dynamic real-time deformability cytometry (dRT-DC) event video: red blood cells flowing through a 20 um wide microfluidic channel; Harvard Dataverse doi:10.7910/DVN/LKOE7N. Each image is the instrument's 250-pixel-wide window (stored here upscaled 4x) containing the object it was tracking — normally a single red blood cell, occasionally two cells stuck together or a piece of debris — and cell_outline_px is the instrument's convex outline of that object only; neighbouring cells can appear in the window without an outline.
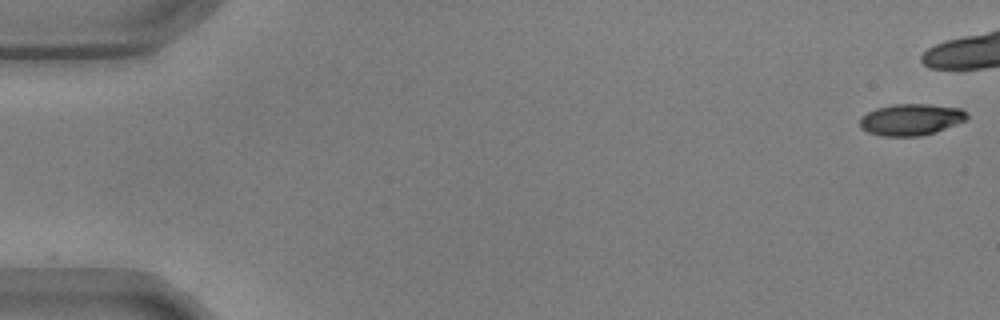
{"species": "common noctule bat (a hibernating species)", "species_latin": "Nyctalus noctula", "temperature_condition": "warm", "stored_images_in_passage": 44, "camera_frame_rate_fps": 3000, "um_per_image_px": 0.085, "animal": {"sex": "male", "body_mass_g": 17.9, "forearm_length_mm": 54.2}, "frame": {"image": 1, "passage_image": 1, "time_ms": 0.0, "image_size_px": [1000, 320], "cell_outline_px": [[968, 116], [964, 120], [936, 132], [920, 136], [884, 136], [868, 132], [860, 128], [860, 116], [876, 108], [892, 104], [928, 104], [960, 108]], "centroid_in_image_um": [77.38, 10.16], "position_along_channel_um": 7.6, "area_um2": 19.54}}
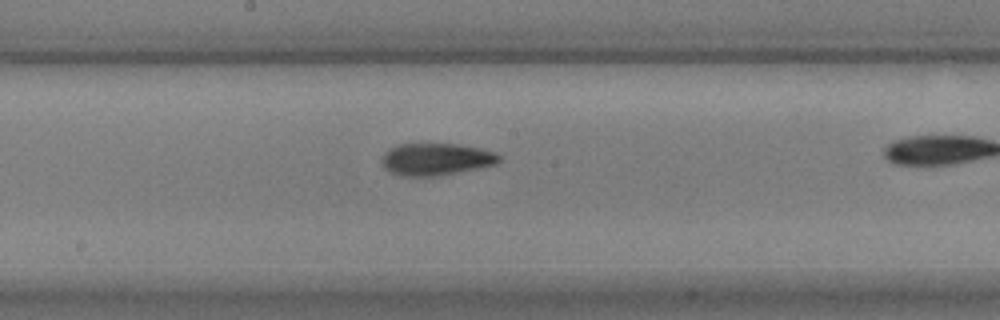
{"frame": {"image": 2, "passage_image": 30, "time_ms": 9.667, "image_size_px": [1000, 320], "cell_outline_px": [[500, 160], [496, 164], [436, 176], [400, 176], [384, 168], [384, 152], [400, 144], [456, 144], [480, 148], [496, 152], [500, 156]], "centroid_in_image_um": [37.09, 13.53], "position_along_channel_um": 211.1, "area_um2": 21.56}}
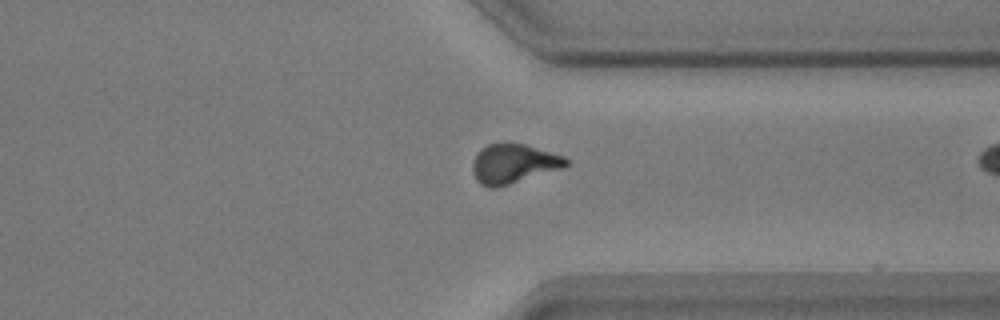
{"frame": {"image": 3, "passage_image": 43, "time_ms": 14.0, "image_size_px": [1000, 320], "cell_outline_px": [[568, 164], [564, 168], [496, 188], [488, 188], [480, 184], [476, 180], [472, 172], [472, 164], [480, 148], [488, 144], [524, 144], [564, 156], [568, 160]], "centroid_in_image_um": [43.63, 13.94], "position_along_channel_um": 367.8, "area_um2": 21.39}}